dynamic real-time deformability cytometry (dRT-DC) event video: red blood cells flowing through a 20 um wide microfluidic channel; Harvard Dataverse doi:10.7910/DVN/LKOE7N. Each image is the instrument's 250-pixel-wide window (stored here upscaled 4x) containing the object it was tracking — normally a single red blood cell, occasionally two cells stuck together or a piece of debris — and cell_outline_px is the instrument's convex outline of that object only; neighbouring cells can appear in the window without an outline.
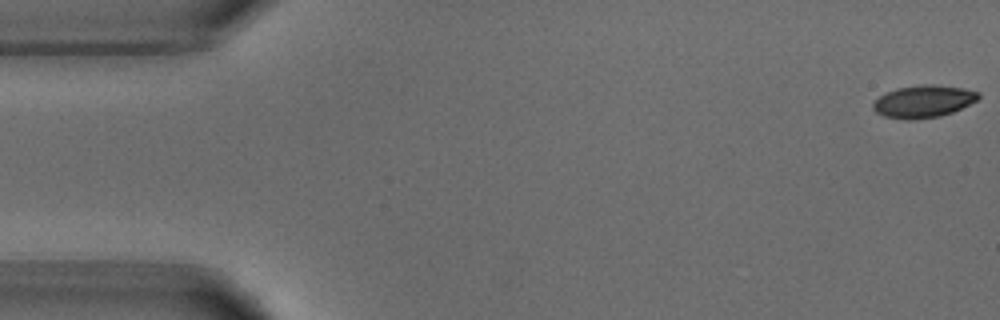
{"species": "common noctule bat (a hibernating species)", "species_latin": "Nyctalus noctula", "temperature_condition": "warm", "stored_images_in_passage": 53, "camera_frame_rate_fps": 3000, "um_per_image_px": 0.085, "animal": {"sex": "male", "body_mass_g": 18.8}, "frame": {"image": 1, "passage_image": 1, "time_ms": 0.0, "image_size_px": [1000, 320], "cell_outline_px": [[980, 96], [976, 100], [952, 112], [940, 116], [916, 120], [904, 120], [884, 116], [876, 112], [872, 108], [872, 104], [880, 96], [896, 88], [920, 84], [932, 84], [960, 88], [980, 92]], "centroid_in_image_um": [78.45, 8.63], "position_along_channel_um": 6.5, "area_um2": 19.77}}
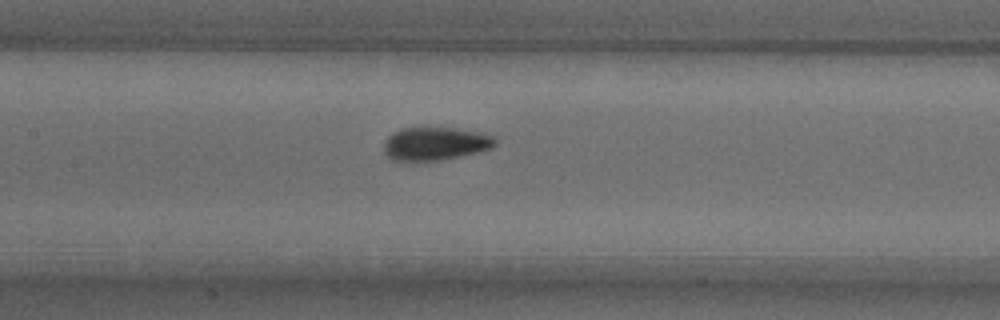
{"frame": {"image": 2, "passage_image": 24, "time_ms": 7.667, "image_size_px": [1000, 320], "cell_outline_px": [[496, 144], [492, 148], [460, 156], [440, 160], [412, 164], [408, 164], [392, 160], [384, 152], [384, 140], [392, 132], [400, 128], [420, 124], [456, 128], [484, 132], [492, 136], [496, 140]], "centroid_in_image_um": [36.91, 12.19], "position_along_channel_um": 170.5, "area_um2": 23.06}}
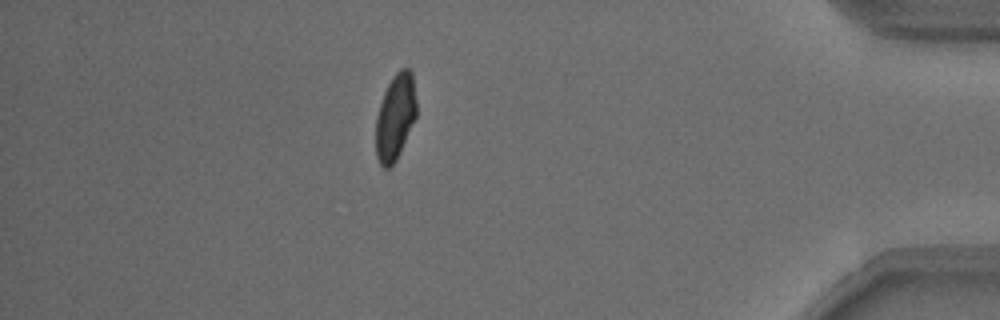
{"frame": {"image": 3, "passage_image": 46, "time_ms": 15.0, "image_size_px": [1000, 320], "cell_outline_px": [[416, 116], [400, 152], [396, 160], [388, 168], [384, 168], [380, 164], [376, 156], [376, 116], [384, 92], [392, 76], [400, 68], [408, 68], [412, 72], [416, 100]], "centroid_in_image_um": [33.59, 9.92], "position_along_channel_um": 401.6, "area_um2": 20.29}}